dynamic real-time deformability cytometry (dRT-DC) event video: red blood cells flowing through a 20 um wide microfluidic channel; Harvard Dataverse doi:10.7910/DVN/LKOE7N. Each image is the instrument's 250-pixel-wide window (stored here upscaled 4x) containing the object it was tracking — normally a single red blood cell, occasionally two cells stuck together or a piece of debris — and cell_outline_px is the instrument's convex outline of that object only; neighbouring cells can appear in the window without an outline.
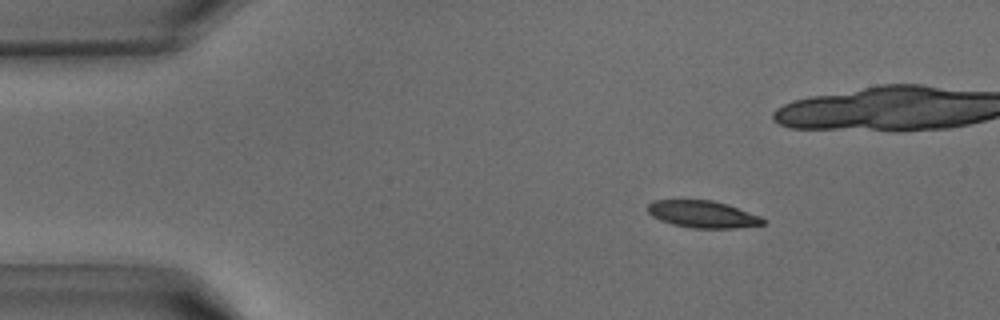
{"species": "common noctule bat (a hibernating species)", "species_latin": "Nyctalus noctula", "temperature_condition": "warm", "stored_images_in_passage": 37, "camera_frame_rate_fps": 3000, "um_per_image_px": 0.085, "animal": {"sex": "male", "body_mass_g": 15.6}, "frame": {"image": 1, "passage_image": 2, "time_ms": 0.333, "image_size_px": [1000, 320], "cell_outline_px": [[764, 224], [736, 228], [692, 228], [672, 224], [660, 220], [652, 216], [648, 212], [648, 204], [652, 200], [712, 200], [728, 204], [760, 216], [764, 220]], "centroid_in_image_um": [59.71, 18.21], "position_along_channel_um": 25.3, "area_um2": 18.15}}
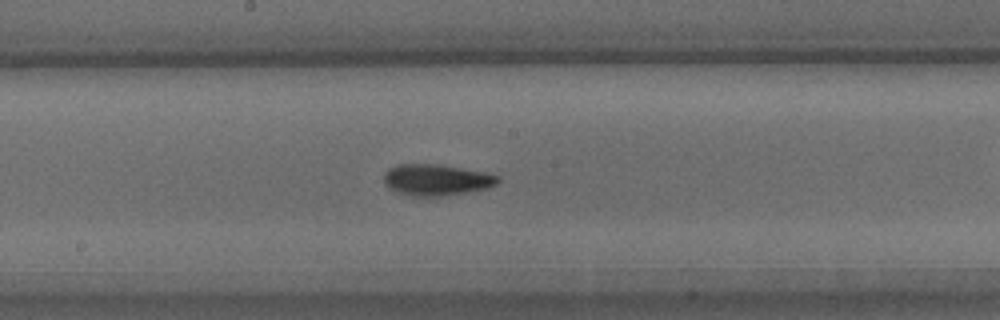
{"frame": {"image": 2, "passage_image": 17, "time_ms": 5.333, "image_size_px": [1000, 320], "cell_outline_px": [[500, 180], [496, 184], [488, 188], [444, 196], [412, 196], [396, 192], [388, 188], [384, 184], [384, 172], [388, 168], [396, 164], [436, 164], [484, 172], [500, 176]], "centroid_in_image_um": [37.05, 15.29], "position_along_channel_um": 211.1, "area_um2": 20.87}}
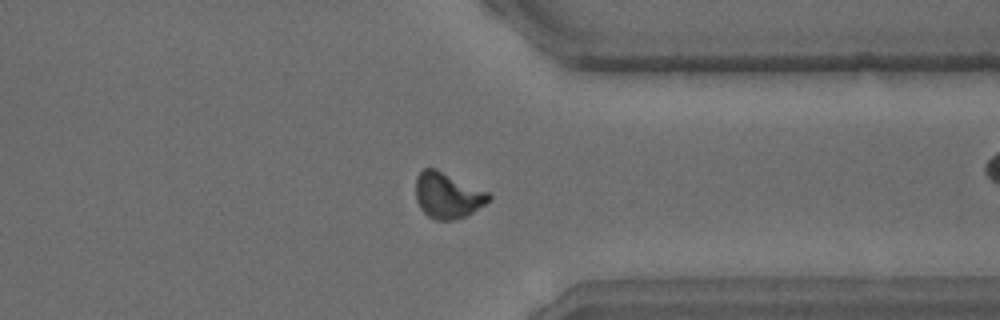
{"frame": {"image": 3, "passage_image": 27, "time_ms": 8.667, "image_size_px": [1000, 320], "cell_outline_px": [[492, 196], [484, 204], [472, 212], [464, 216], [452, 220], [436, 220], [428, 216], [420, 208], [416, 200], [416, 176], [424, 168], [436, 168], [488, 192]], "centroid_in_image_um": [38.01, 16.6], "position_along_channel_um": 373.4, "area_um2": 19.31}}